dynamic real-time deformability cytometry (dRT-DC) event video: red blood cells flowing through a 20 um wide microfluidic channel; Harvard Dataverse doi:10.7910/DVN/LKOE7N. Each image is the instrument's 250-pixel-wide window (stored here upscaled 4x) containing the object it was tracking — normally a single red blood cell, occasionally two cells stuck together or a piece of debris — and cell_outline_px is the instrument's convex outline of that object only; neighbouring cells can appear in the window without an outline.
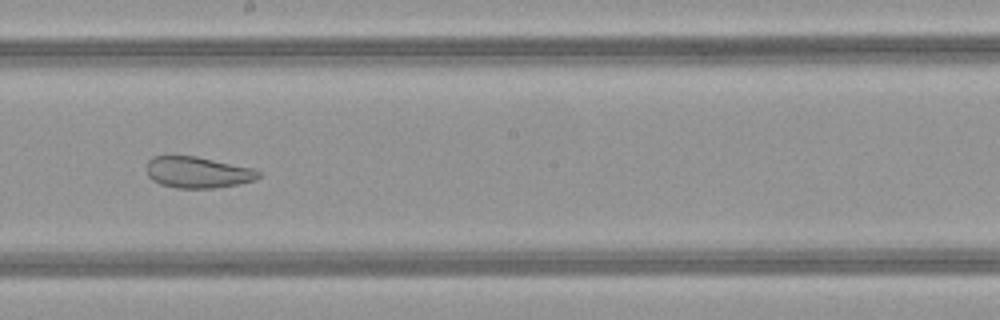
{"species": "common noctule bat (a hibernating species)", "species_latin": "Nyctalus noctula", "temperature_condition": "warm", "stored_images_in_passage": 50, "camera_frame_rate_fps": 3000, "um_per_image_px": 0.085, "animal": {"sex": "female", "body_mass_g": 21.9}, "frame": {"image": 1, "passage_image": 27, "time_ms": 8.667, "image_size_px": [1000, 320], "cell_outline_px": [[260, 176], [256, 180], [216, 188], [176, 188], [160, 184], [152, 180], [148, 176], [148, 160], [152, 156], [196, 156], [252, 168], [260, 172]], "centroid_in_image_um": [16.8, 14.65], "position_along_channel_um": 231.4, "area_um2": 20.29}}
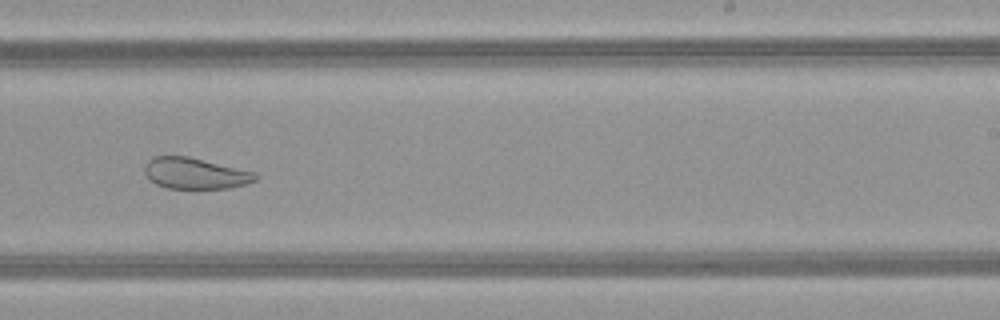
{"frame": {"image": 2, "passage_image": 30, "time_ms": 9.667, "image_size_px": [1000, 320], "cell_outline_px": [[260, 176], [256, 180], [248, 184], [228, 188], [168, 188], [156, 184], [144, 172], [144, 168], [148, 160], [152, 156], [188, 156], [256, 172]], "centroid_in_image_um": [16.63, 14.73], "position_along_channel_um": 272.4, "area_um2": 20.11}}
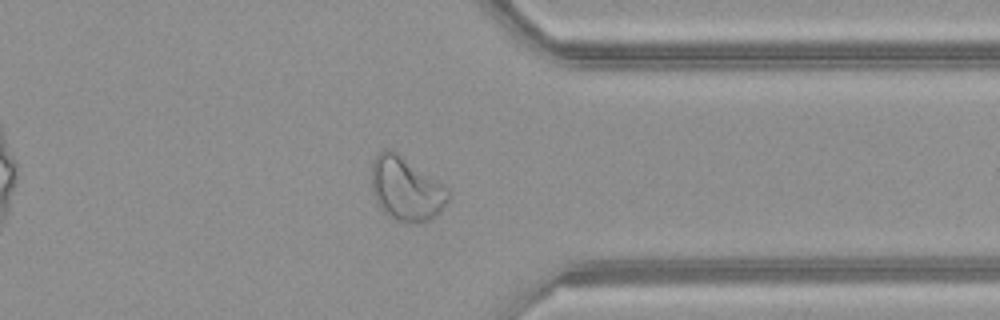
{"frame": {"image": 3, "passage_image": 38, "time_ms": 12.333, "image_size_px": [1000, 320], "cell_outline_px": [[448, 200], [440, 212], [436, 216], [428, 220], [396, 220], [384, 212], [380, 208], [372, 192], [372, 164], [376, 156], [384, 148], [388, 148], [396, 152], [444, 184], [448, 188]], "centroid_in_image_um": [34.51, 16.02], "position_along_channel_um": 376.9, "area_um2": 27.92}}